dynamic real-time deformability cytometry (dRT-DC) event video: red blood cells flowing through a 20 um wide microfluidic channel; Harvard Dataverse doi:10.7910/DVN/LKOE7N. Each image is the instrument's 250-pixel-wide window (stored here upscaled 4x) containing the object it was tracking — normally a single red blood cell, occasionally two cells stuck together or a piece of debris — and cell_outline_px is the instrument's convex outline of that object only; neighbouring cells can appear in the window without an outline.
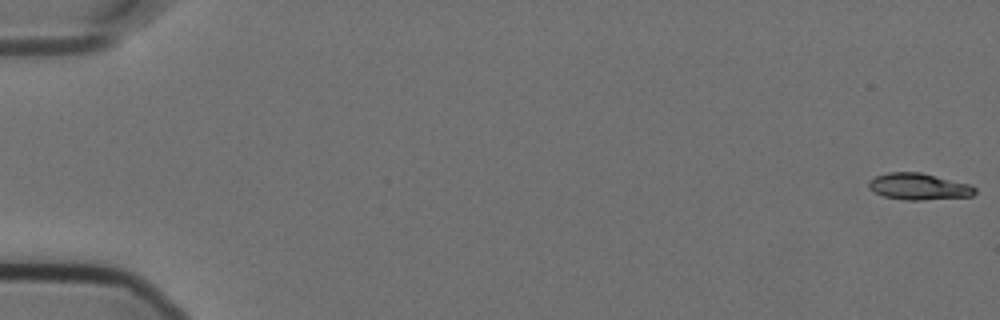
{"species": "Egyptian fruit bat (a non-hibernating species)", "species_latin": "Rousettus aegyptiacus", "temperature_condition": "cold", "stored_images_in_passage": 58, "camera_frame_rate_fps": 3000, "um_per_image_px": 0.085, "animal": {"sex": "female"}, "frame": {"image": 1, "passage_image": 1, "time_ms": 0.0, "image_size_px": [1000, 320], "cell_outline_px": [[976, 192], [972, 196], [920, 200], [908, 200], [884, 196], [868, 188], [868, 180], [876, 176], [888, 172], [920, 172], [972, 184], [976, 188]], "centroid_in_image_um": [78.12, 15.84], "position_along_channel_um": 6.9, "area_um2": 16.47}}
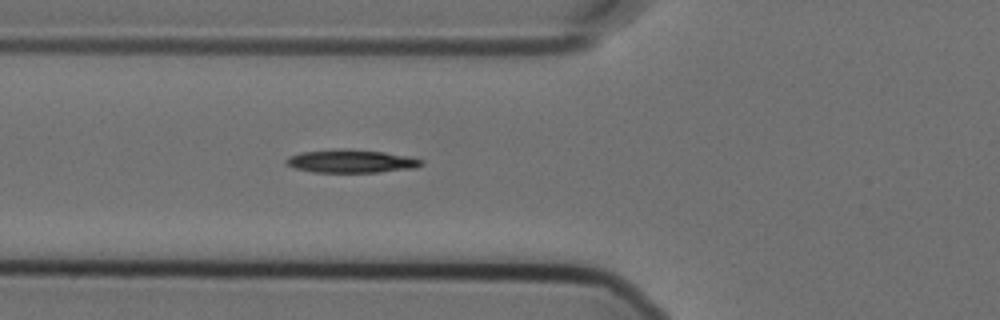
{"frame": {"image": 2, "passage_image": 22, "time_ms": 7.0, "image_size_px": [1000, 320], "cell_outline_px": [[424, 164], [416, 168], [376, 172], [312, 172], [296, 168], [288, 164], [284, 160], [288, 156], [300, 152], [340, 148], [348, 148], [384, 152], [408, 156], [424, 160]], "centroid_in_image_um": [29.86, 13.69], "position_along_channel_um": 95.9, "area_um2": 18.38}}
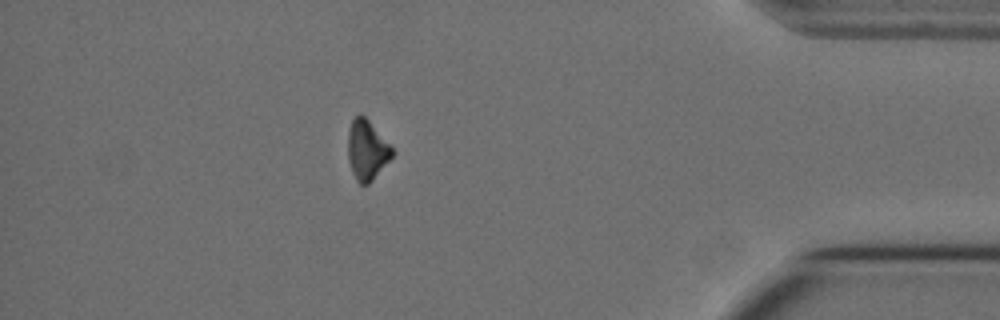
{"frame": {"image": 3, "passage_image": 51, "time_ms": 16.667, "image_size_px": [1000, 320], "cell_outline_px": [[392, 156], [372, 180], [368, 184], [360, 184], [356, 180], [352, 172], [348, 160], [348, 128], [352, 120], [356, 116], [364, 116], [368, 120], [392, 148]], "centroid_in_image_um": [31.15, 12.77], "position_along_channel_um": 404.1, "area_um2": 14.97}, "authors_computed_cell_mechanics": {"area_um2": 17.051, "velocity_mm_per_s": 3.5831, "shape_relaxation_time_tau1_ms": 5.2651, "shape_relaxation_time_tau2_ms": null, "deformation_change_tau1": 0.1459, "deformation_change_tau2": null}}